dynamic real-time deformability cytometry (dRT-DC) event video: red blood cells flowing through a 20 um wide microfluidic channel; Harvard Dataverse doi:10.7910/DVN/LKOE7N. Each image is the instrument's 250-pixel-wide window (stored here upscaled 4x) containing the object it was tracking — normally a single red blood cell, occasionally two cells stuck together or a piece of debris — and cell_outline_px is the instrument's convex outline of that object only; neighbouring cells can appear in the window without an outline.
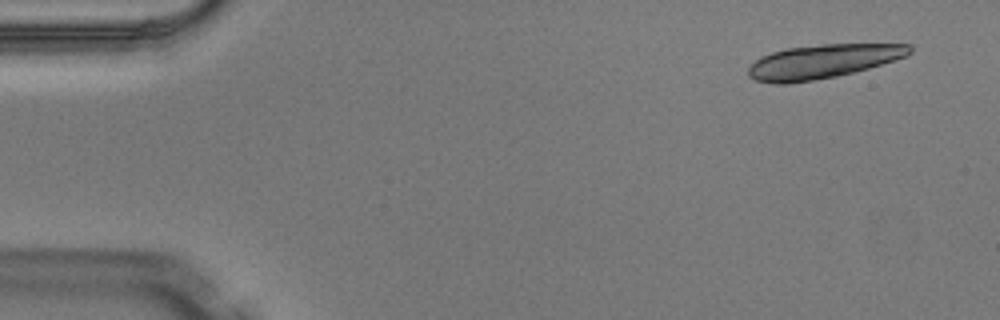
{"species": "Egyptian fruit bat (a non-hibernating species)", "species_latin": "Rousettus aegyptiacus", "temperature_condition": "warm", "stored_images_in_passage": 4, "segment_of_instrument_passage": [1, 2], "camera_frame_rate_fps": 3000, "um_per_image_px": 0.085, "animal": {"sex": "male"}, "frame": {"image": 1, "passage_image": 1, "time_ms": 0.0, "image_size_px": [1000, 320], "cell_outline_px": [[912, 52], [908, 56], [868, 68], [836, 76], [812, 80], [784, 84], [776, 84], [756, 80], [748, 76], [748, 68], [760, 56], [772, 52], [788, 48], [820, 44], [912, 44]], "centroid_in_image_um": [69.94, 5.21], "position_along_channel_um": 15.1, "area_um2": 31.73}}